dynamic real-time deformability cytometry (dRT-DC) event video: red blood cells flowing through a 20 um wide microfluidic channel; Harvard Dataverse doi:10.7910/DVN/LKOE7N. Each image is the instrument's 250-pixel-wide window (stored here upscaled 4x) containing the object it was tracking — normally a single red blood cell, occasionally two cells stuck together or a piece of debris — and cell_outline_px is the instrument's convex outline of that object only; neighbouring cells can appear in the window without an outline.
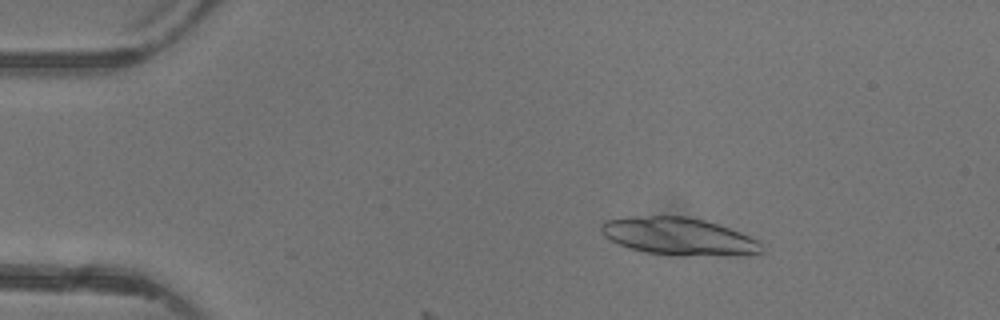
{"species": "common noctule bat (a hibernating species)", "species_latin": "Nyctalus noctula", "temperature_condition": "warm", "stored_images_in_passage": 3, "camera_frame_rate_fps": 3000, "um_per_image_px": 0.085, "animal": {"sex": "female"}, "frame": {"image": 1, "passage_image": 2, "time_ms": 1.0, "image_size_px": [1000, 320], "cell_outline_px": [[764, 252], [748, 256], [716, 256], [648, 252], [628, 248], [616, 244], [604, 236], [600, 228], [600, 224], [604, 220], [648, 216], [688, 216], [704, 220], [740, 232], [756, 240], [760, 244]], "centroid_in_image_um": [57.71, 20.1], "position_along_channel_um": 27.3, "area_um2": 34.74}}